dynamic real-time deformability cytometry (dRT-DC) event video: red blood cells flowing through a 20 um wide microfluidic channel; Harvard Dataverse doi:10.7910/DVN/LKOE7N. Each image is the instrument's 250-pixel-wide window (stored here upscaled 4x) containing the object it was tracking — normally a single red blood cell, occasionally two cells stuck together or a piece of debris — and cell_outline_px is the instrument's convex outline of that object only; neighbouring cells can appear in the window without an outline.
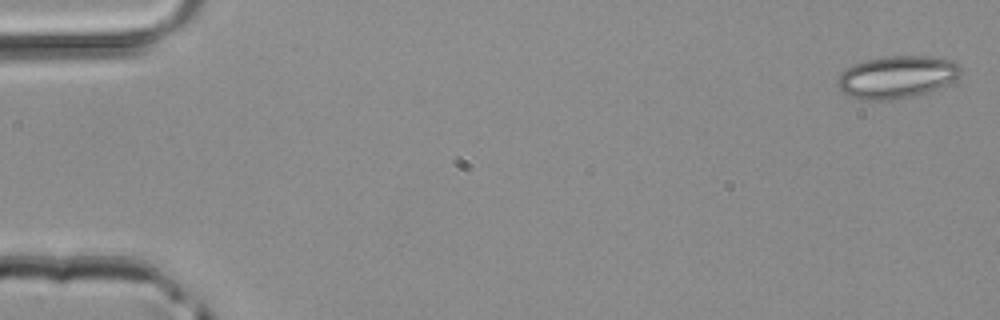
{"species": "common noctule bat (a hibernating species)", "species_latin": "Nyctalus noctula", "temperature_condition": "room temperature", "stored_images_in_passage": 47, "camera_frame_rate_fps": 3000, "um_per_image_px": 0.085, "animal": {"sex": "male", "body_mass_g": 20.4}, "frame": {"image": 1, "passage_image": 1, "time_ms": 0.0, "image_size_px": [1000, 320], "cell_outline_px": [[960, 72], [948, 84], [916, 96], [888, 100], [860, 100], [848, 96], [840, 92], [836, 84], [836, 80], [840, 72], [852, 64], [884, 56], [928, 56], [952, 60], [960, 64]], "centroid_in_image_um": [76.15, 6.55], "position_along_channel_um": 8.8, "area_um2": 30.69}}
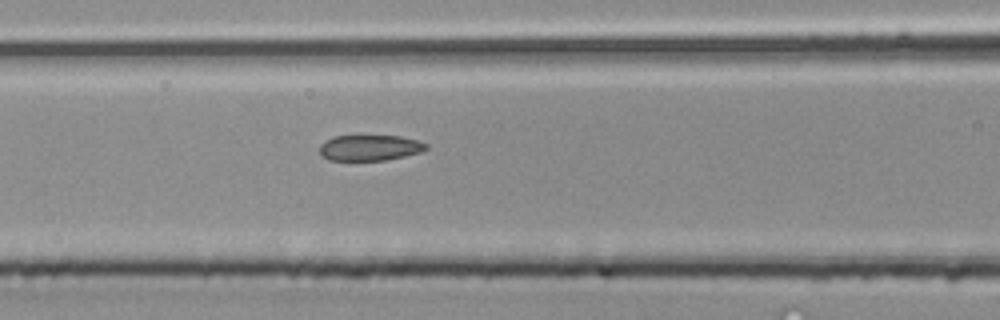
{"frame": {"image": 2, "passage_image": 20, "time_ms": 6.333, "image_size_px": [1000, 320], "cell_outline_px": [[428, 148], [420, 152], [404, 156], [384, 160], [328, 160], [320, 156], [320, 144], [324, 140], [332, 136], [400, 136], [416, 140], [428, 144]], "centroid_in_image_um": [31.39, 12.56], "position_along_channel_um": 135.2, "area_um2": 16.01}}
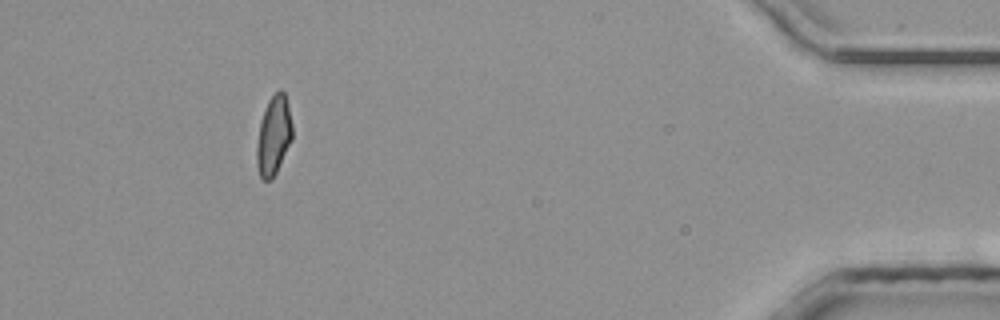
{"frame": {"image": 3, "passage_image": 43, "time_ms": 14.0, "image_size_px": [1000, 320], "cell_outline_px": [[292, 140], [272, 180], [264, 180], [260, 176], [256, 160], [256, 148], [260, 120], [264, 108], [268, 100], [280, 88], [284, 92], [288, 104], [292, 124]], "centroid_in_image_um": [23.25, 11.5], "position_along_channel_um": 411.9, "area_um2": 16.47}}